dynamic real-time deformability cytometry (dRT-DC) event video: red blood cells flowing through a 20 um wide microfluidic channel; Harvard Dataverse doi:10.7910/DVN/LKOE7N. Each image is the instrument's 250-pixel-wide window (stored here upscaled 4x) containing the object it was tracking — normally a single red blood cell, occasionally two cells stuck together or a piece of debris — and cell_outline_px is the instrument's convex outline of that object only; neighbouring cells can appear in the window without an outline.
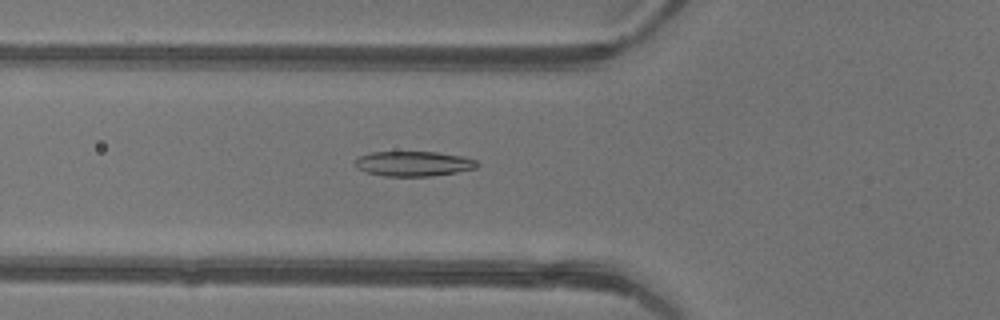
{"species": "common noctule bat (a hibernating species)", "species_latin": "Nyctalus noctula", "temperature_condition": "warm", "stored_images_in_passage": 32, "camera_frame_rate_fps": 3000, "um_per_image_px": 0.085, "animal": {"sex": "female"}, "frame": {"image": 1, "passage_image": 3, "time_ms": 0.667, "image_size_px": [1000, 320], "cell_outline_px": [[480, 164], [476, 168], [456, 172], [432, 176], [384, 176], [368, 172], [356, 168], [356, 160], [360, 156], [372, 152], [436, 152], [464, 156], [476, 160]], "centroid_in_image_um": [35.19, 13.91], "position_along_channel_um": 90.6, "area_um2": 17.69}}
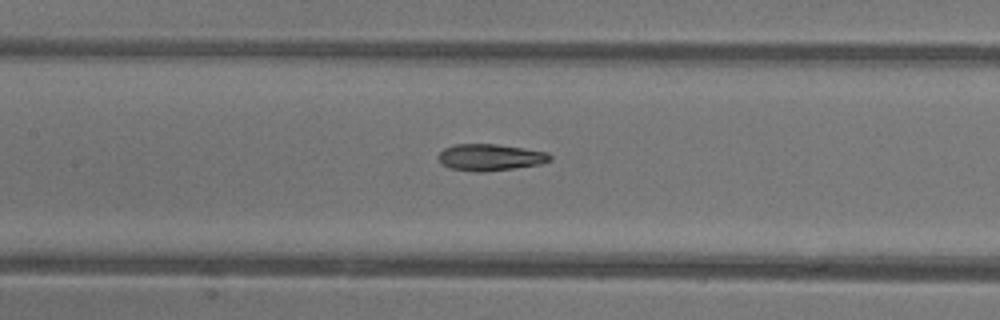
{"frame": {"image": 2, "passage_image": 8, "time_ms": 2.333, "image_size_px": [1000, 320], "cell_outline_px": [[552, 160], [540, 164], [516, 168], [484, 172], [476, 172], [452, 168], [444, 164], [440, 160], [440, 152], [444, 148], [452, 144], [496, 144], [524, 148], [548, 152], [552, 156]], "centroid_in_image_um": [41.72, 13.36], "position_along_channel_um": 165.7, "area_um2": 17.28}}
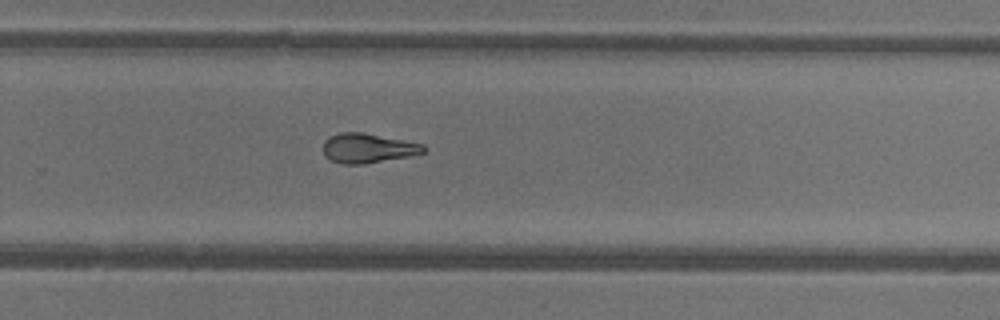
{"frame": {"image": 3, "passage_image": 17, "time_ms": 5.333, "image_size_px": [1000, 320], "cell_outline_px": [[424, 152], [412, 156], [364, 164], [340, 164], [324, 156], [324, 140], [328, 136], [340, 132], [364, 132], [424, 144]], "centroid_in_image_um": [31.25, 12.59], "position_along_channel_um": 298.5, "area_um2": 17.46}, "authors_computed_cell_mechanics": {"area_um2": 17.7735, "velocity_mm_per_s": 4.4501, "shape_relaxation_time_tau1_ms": 6.4331, "shape_relaxation_time_tau2_ms": 2.9532, "deformation_change_tau1": 0.1755, "deformation_change_tau2": 0.1173}}